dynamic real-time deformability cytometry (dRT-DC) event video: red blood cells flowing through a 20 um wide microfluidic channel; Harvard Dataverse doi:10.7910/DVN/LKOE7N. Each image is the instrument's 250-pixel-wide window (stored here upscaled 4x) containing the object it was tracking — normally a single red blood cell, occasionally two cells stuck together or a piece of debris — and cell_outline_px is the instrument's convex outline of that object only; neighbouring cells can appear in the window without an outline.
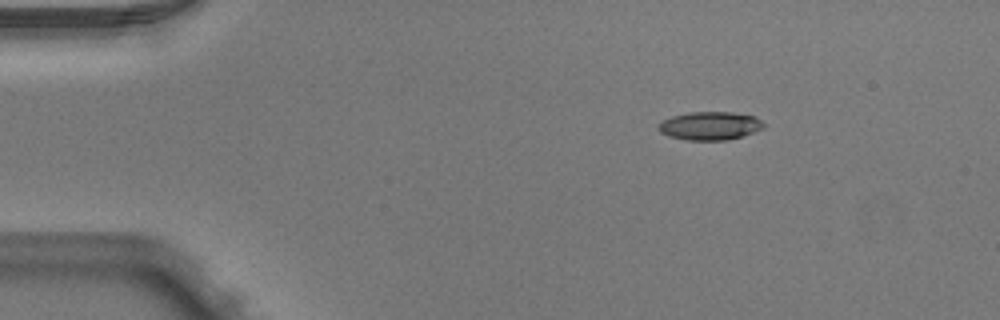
{"species": "Egyptian fruit bat (a non-hibernating species)", "species_latin": "Rousettus aegyptiacus", "temperature_condition": "warm", "stored_images_in_passage": 3, "camera_frame_rate_fps": 3000, "um_per_image_px": 0.085, "animal": {"sex": "male"}, "frame": {"image": 1, "passage_image": 1, "time_ms": 0.0, "image_size_px": [1000, 320], "cell_outline_px": [[764, 128], [728, 140], [688, 140], [668, 136], [660, 132], [656, 128], [664, 120], [672, 116], [688, 112], [732, 112], [752, 116], [760, 120], [764, 124]], "centroid_in_image_um": [60.31, 10.69], "position_along_channel_um": 24.7, "area_um2": 17.17}}